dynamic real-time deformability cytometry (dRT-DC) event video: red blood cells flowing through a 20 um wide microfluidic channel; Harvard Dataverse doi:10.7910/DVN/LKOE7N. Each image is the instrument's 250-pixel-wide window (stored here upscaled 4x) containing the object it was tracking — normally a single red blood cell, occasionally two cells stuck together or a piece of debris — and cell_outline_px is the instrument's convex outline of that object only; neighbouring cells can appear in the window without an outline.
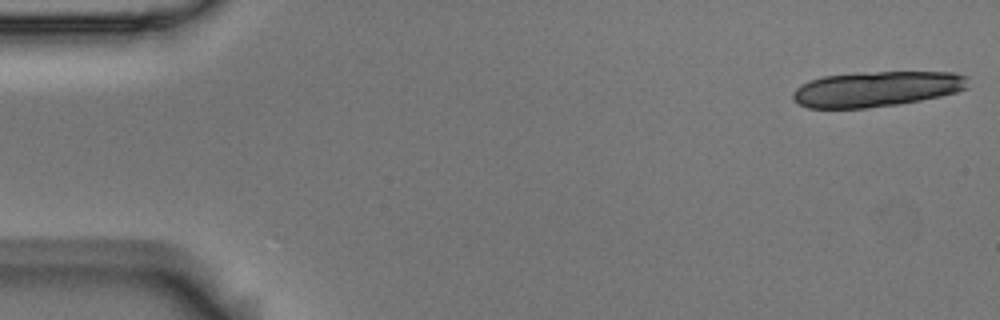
{"species": "Egyptian fruit bat (a non-hibernating species)", "species_latin": "Rousettus aegyptiacus", "temperature_condition": "room temperature", "stored_images_in_passage": 6, "camera_frame_rate_fps": 3000, "um_per_image_px": 0.085, "animal": {"sex": "male"}, "frame": {"image": 1, "passage_image": 1, "time_ms": 0.0, "image_size_px": [1000, 320], "cell_outline_px": [[968, 88], [956, 92], [940, 96], [900, 104], [868, 108], [808, 108], [800, 104], [792, 96], [792, 92], [800, 84], [824, 76], [856, 72], [956, 72], [968, 76]], "centroid_in_image_um": [74.53, 7.55], "position_along_channel_um": 10.5, "area_um2": 36.3}}